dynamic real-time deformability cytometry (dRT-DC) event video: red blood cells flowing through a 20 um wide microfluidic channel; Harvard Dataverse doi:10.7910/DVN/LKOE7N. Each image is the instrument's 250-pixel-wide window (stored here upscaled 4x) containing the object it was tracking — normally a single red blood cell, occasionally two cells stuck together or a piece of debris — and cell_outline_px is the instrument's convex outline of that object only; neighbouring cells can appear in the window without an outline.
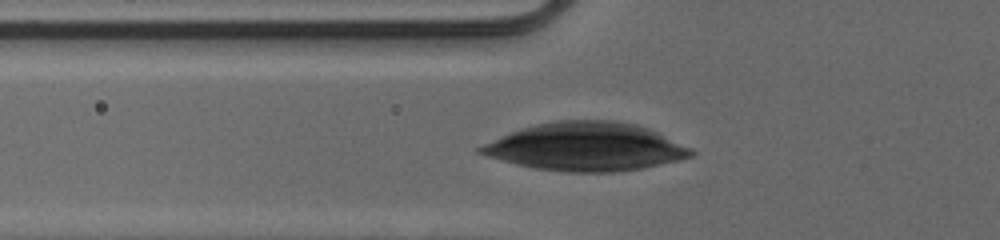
{"species": "human", "species_latin": "Homo sapiens", "temperature_condition": "cold", "stored_images_in_passage": 29, "camera_frame_rate_fps": 3000, "um_per_image_px": 0.085, "donor": {"sex": "male"}, "frame": {"image": 1, "passage_image": 7, "time_ms": 2.0, "image_size_px": [1000, 240], "cell_outline_px": [[696, 152], [692, 156], [660, 164], [640, 168], [616, 172], [568, 172], [536, 168], [516, 164], [488, 156], [476, 152], [476, 148], [484, 144], [520, 128], [536, 124], [556, 120], [612, 120], [636, 124], [648, 128], [692, 148]], "centroid_in_image_um": [49.8, 12.47], "position_along_channel_um": 76.0, "area_um2": 58.72}}
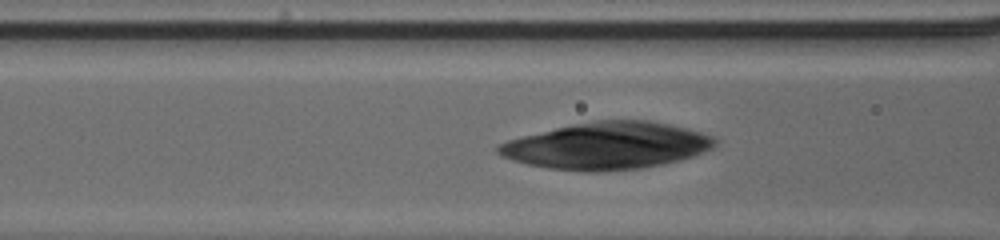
{"frame": {"image": 2, "passage_image": 10, "time_ms": 3.0, "image_size_px": [1000, 240], "cell_outline_px": [[716, 144], [712, 148], [692, 156], [664, 164], [640, 168], [600, 172], [580, 172], [548, 168], [528, 164], [512, 160], [500, 156], [496, 152], [496, 148], [500, 144], [508, 140], [572, 124], [596, 120], [648, 120], [688, 128], [712, 136], [716, 140]], "centroid_in_image_um": [51.58, 12.4], "position_along_channel_um": 115.0, "area_um2": 59.07}}